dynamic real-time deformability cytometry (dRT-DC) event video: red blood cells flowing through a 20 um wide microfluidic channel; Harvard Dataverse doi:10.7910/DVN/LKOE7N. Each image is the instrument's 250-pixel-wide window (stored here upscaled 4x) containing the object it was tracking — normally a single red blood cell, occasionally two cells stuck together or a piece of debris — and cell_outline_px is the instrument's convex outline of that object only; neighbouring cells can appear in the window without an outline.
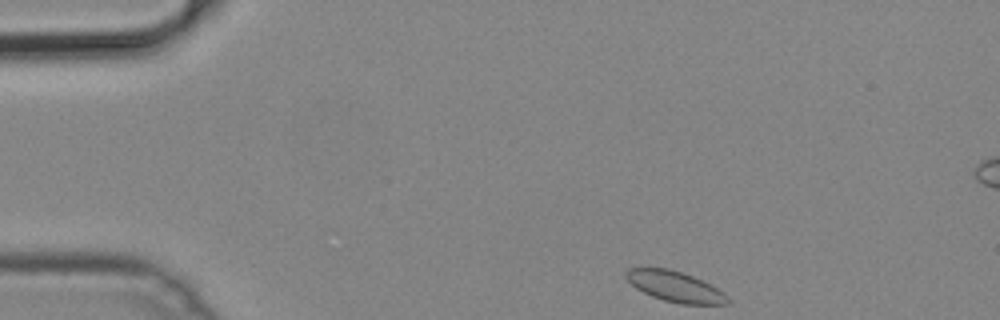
{"species": "common noctule bat (a hibernating species)", "species_latin": "Nyctalus noctula", "temperature_condition": "cold", "stored_images_in_passage": 45, "camera_frame_rate_fps": 3000, "um_per_image_px": 0.085, "animal": {"sex": "male", "body_mass_g": 19.2, "forearm_length_mm": 51.8}, "frame": {"image": 1, "passage_image": 1, "time_ms": 0.0, "image_size_px": [1000, 320], "cell_outline_px": [[728, 304], [680, 304], [664, 300], [652, 296], [636, 288], [624, 276], [624, 272], [628, 268], [668, 268], [692, 276], [716, 288], [728, 296]], "centroid_in_image_um": [57.34, 24.35], "position_along_channel_um": 27.7, "area_um2": 17.74}}
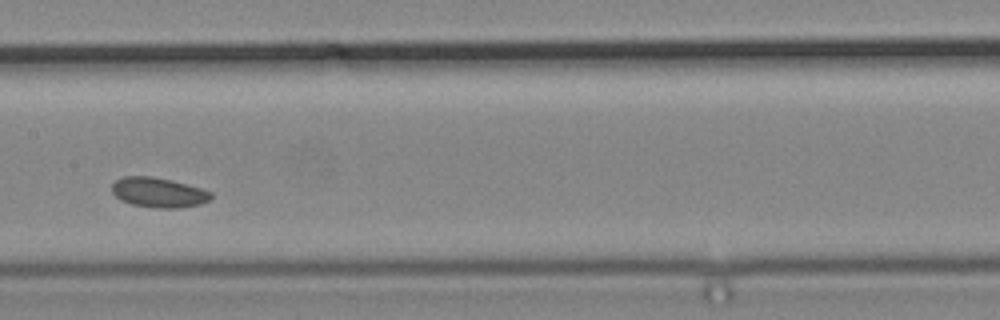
{"frame": {"image": 2, "passage_image": 19, "time_ms": 6.0, "image_size_px": [1000, 320], "cell_outline_px": [[212, 196], [208, 200], [200, 204], [180, 208], [156, 208], [132, 204], [120, 200], [112, 192], [112, 184], [116, 180], [124, 176], [152, 176], [172, 180], [200, 188], [212, 192]], "centroid_in_image_um": [13.46, 16.36], "position_along_channel_um": 193.9, "area_um2": 17.22}}
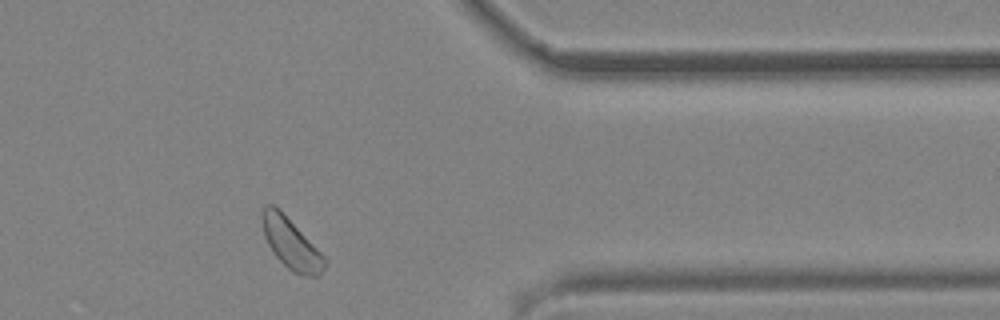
{"frame": {"image": 3, "passage_image": 35, "time_ms": 11.333, "image_size_px": [1000, 320], "cell_outline_px": [[328, 260], [324, 268], [316, 276], [300, 276], [292, 272], [276, 256], [268, 244], [264, 236], [264, 208], [268, 204], [272, 204]], "centroid_in_image_um": [24.77, 20.81], "position_along_channel_um": 386.6, "area_um2": 17.28}}